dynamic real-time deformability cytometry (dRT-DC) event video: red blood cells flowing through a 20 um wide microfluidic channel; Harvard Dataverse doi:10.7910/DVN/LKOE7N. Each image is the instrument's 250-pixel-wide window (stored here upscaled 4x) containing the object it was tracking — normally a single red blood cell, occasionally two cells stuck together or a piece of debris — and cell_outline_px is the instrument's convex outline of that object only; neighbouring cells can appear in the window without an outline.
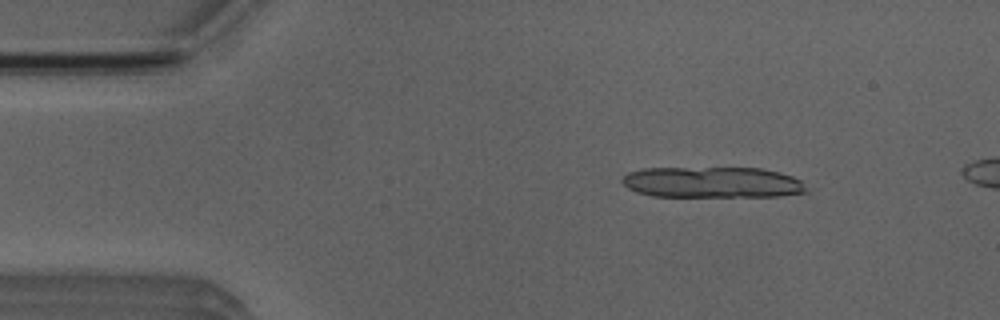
{"species": "Egyptian fruit bat (a non-hibernating species)", "species_latin": "Rousettus aegyptiacus", "temperature_condition": "room temperature", "stored_images_in_passage": 3, "camera_frame_rate_fps": 3000, "um_per_image_px": 0.085, "animal": {"sex": "male"}, "frame": {"image": 1, "passage_image": 1, "time_ms": 0.0, "image_size_px": [1000, 320], "cell_outline_px": [[808, 192], [780, 196], [652, 196], [636, 192], [628, 188], [620, 180], [628, 172], [644, 168], [760, 168], [780, 172], [792, 176], [800, 180]], "centroid_in_image_um": [60.53, 15.49], "position_along_channel_um": 24.5, "area_um2": 33.23}}